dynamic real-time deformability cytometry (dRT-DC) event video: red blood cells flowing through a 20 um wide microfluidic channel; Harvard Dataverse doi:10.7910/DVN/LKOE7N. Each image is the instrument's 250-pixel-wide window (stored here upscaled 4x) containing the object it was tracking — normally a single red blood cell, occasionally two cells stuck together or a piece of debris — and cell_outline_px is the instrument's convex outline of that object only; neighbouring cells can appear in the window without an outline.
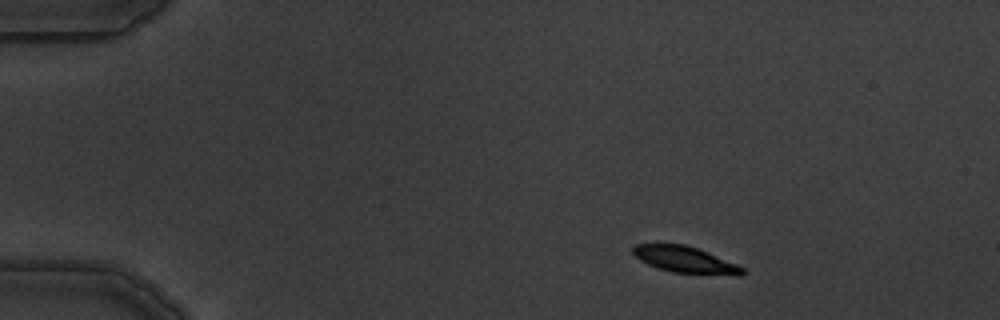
{"species": "common noctule bat (a hibernating species)", "species_latin": "Nyctalus noctula", "temperature_condition": "warm", "stored_images_in_passage": 7, "camera_frame_rate_fps": 3000, "um_per_image_px": 0.085, "animal": {"sex": "male", "body_mass_g": 19.5, "forearm_length_mm": 54.6}, "frame": {"image": 1, "passage_image": 1, "time_ms": 0.0, "image_size_px": [1000, 320], "cell_outline_px": [[744, 272], [740, 276], [672, 272], [656, 268], [640, 260], [632, 252], [632, 248], [636, 244], [684, 244], [708, 252], [736, 264], [744, 268]], "centroid_in_image_um": [58.23, 22.08], "position_along_channel_um": 26.8, "area_um2": 16.76}}
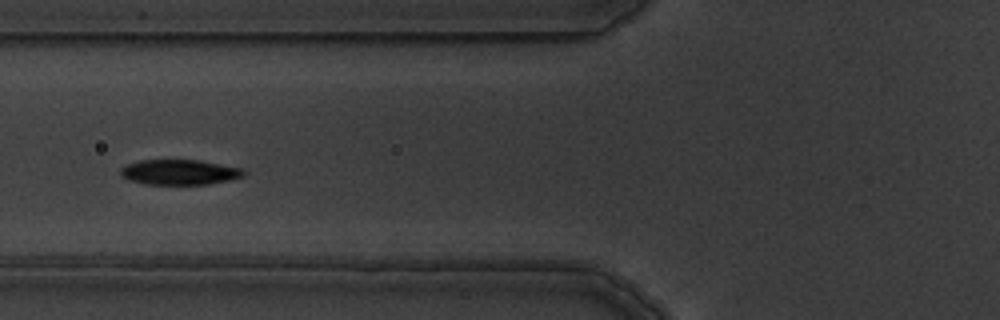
{"frame": {"image": 2, "passage_image": 5, "time_ms": 4.333, "image_size_px": [1000, 320], "cell_outline_px": [[248, 172], [244, 176], [228, 180], [208, 184], [144, 184], [128, 180], [120, 176], [120, 168], [124, 164], [140, 160], [200, 160], [244, 168]], "centroid_in_image_um": [15.25, 14.62], "position_along_channel_um": 110.6, "area_um2": 18.38}}
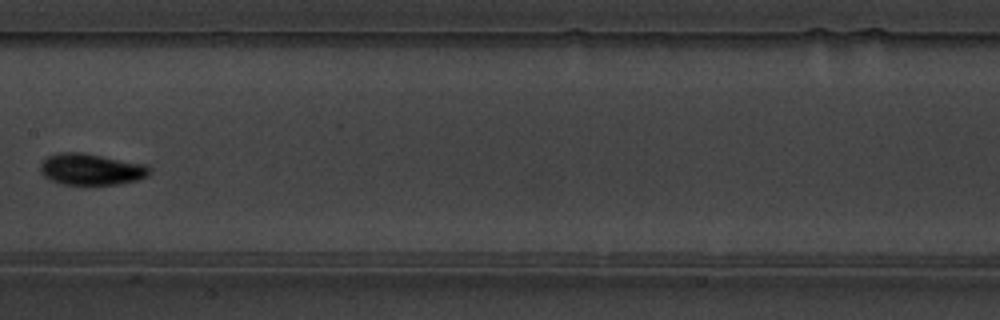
{"frame": {"image": 3, "passage_image": 7, "time_ms": 6.667, "image_size_px": [1000, 320], "cell_outline_px": [[152, 172], [148, 176], [136, 180], [120, 184], [60, 184], [44, 176], [40, 172], [40, 164], [48, 156], [56, 152], [80, 152], [148, 164], [152, 168]], "centroid_in_image_um": [7.78, 14.38], "position_along_channel_um": 199.6, "area_um2": 20.17}}